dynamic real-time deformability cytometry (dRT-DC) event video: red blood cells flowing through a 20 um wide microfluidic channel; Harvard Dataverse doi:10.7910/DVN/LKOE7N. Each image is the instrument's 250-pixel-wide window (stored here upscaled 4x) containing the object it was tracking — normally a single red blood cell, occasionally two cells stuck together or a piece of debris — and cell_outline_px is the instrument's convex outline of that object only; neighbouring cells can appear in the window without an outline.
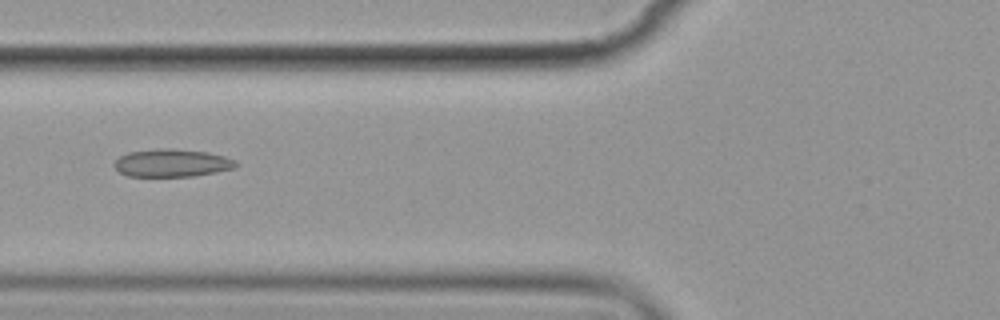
{"species": "common noctule bat (a hibernating species)", "species_latin": "Nyctalus noctula", "temperature_condition": "cold", "stored_images_in_passage": 7, "camera_frame_rate_fps": 3000, "um_per_image_px": 0.085, "animal": {"sex": "female", "body_mass_g": 19.9}, "frame": {"image": 1, "passage_image": 7, "time_ms": 7.333, "image_size_px": [1000, 320], "cell_outline_px": [[240, 164], [232, 168], [216, 172], [192, 176], [128, 176], [120, 172], [112, 164], [120, 156], [128, 152], [160, 148], [176, 148], [208, 152], [224, 156], [236, 160]], "centroid_in_image_um": [14.62, 13.84], "position_along_channel_um": 111.2, "area_um2": 19.77}}